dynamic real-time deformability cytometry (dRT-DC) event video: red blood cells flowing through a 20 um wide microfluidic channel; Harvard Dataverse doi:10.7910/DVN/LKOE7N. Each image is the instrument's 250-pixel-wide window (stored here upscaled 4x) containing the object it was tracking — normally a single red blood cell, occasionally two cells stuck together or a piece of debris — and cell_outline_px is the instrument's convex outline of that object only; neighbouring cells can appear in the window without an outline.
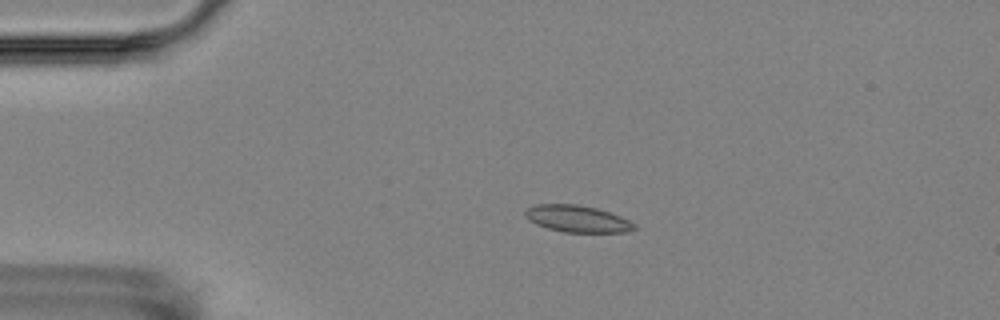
{"species": "Egyptian fruit bat (a non-hibernating species)", "species_latin": "Rousettus aegyptiacus", "temperature_condition": "room temperature", "stored_images_in_passage": 4, "camera_frame_rate_fps": 3000, "um_per_image_px": 0.085, "animal": {"sex": "female"}, "frame": {"image": 1, "passage_image": 3, "time_ms": 3.667, "image_size_px": [1000, 320], "cell_outline_px": [[636, 228], [628, 232], [564, 232], [548, 228], [536, 224], [528, 220], [524, 216], [524, 212], [528, 208], [536, 204], [576, 204], [596, 208], [620, 216], [636, 224]], "centroid_in_image_um": [49.05, 18.6], "position_along_channel_um": 35.9, "area_um2": 16.99}}